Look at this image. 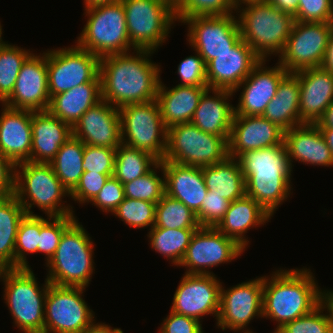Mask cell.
I'll list each match as a JSON object with an SVG mask.
<instances>
[{
	"mask_svg": "<svg viewBox=\"0 0 333 333\" xmlns=\"http://www.w3.org/2000/svg\"><path fill=\"white\" fill-rule=\"evenodd\" d=\"M154 226L168 229H198L196 215L183 202L164 194L156 204Z\"/></svg>",
	"mask_w": 333,
	"mask_h": 333,
	"instance_id": "f35d334b",
	"label": "cell"
},
{
	"mask_svg": "<svg viewBox=\"0 0 333 333\" xmlns=\"http://www.w3.org/2000/svg\"><path fill=\"white\" fill-rule=\"evenodd\" d=\"M320 131L333 155V128H320Z\"/></svg>",
	"mask_w": 333,
	"mask_h": 333,
	"instance_id": "94428289",
	"label": "cell"
},
{
	"mask_svg": "<svg viewBox=\"0 0 333 333\" xmlns=\"http://www.w3.org/2000/svg\"><path fill=\"white\" fill-rule=\"evenodd\" d=\"M14 195L26 215H36L31 211L35 205L50 217L74 215L73 207L62 202L70 193L50 164L27 161L15 165Z\"/></svg>",
	"mask_w": 333,
	"mask_h": 333,
	"instance_id": "5b68a950",
	"label": "cell"
},
{
	"mask_svg": "<svg viewBox=\"0 0 333 333\" xmlns=\"http://www.w3.org/2000/svg\"><path fill=\"white\" fill-rule=\"evenodd\" d=\"M300 85L294 72H288L278 84L276 95L262 116L284 131L305 124L299 118Z\"/></svg>",
	"mask_w": 333,
	"mask_h": 333,
	"instance_id": "d6a6232c",
	"label": "cell"
},
{
	"mask_svg": "<svg viewBox=\"0 0 333 333\" xmlns=\"http://www.w3.org/2000/svg\"><path fill=\"white\" fill-rule=\"evenodd\" d=\"M126 27L136 50L156 51L168 39L175 23L174 4L169 0H120Z\"/></svg>",
	"mask_w": 333,
	"mask_h": 333,
	"instance_id": "9c48e42d",
	"label": "cell"
},
{
	"mask_svg": "<svg viewBox=\"0 0 333 333\" xmlns=\"http://www.w3.org/2000/svg\"><path fill=\"white\" fill-rule=\"evenodd\" d=\"M1 106L0 152L14 165L27 162L32 149V111Z\"/></svg>",
	"mask_w": 333,
	"mask_h": 333,
	"instance_id": "d4e9b609",
	"label": "cell"
},
{
	"mask_svg": "<svg viewBox=\"0 0 333 333\" xmlns=\"http://www.w3.org/2000/svg\"><path fill=\"white\" fill-rule=\"evenodd\" d=\"M233 94L230 90L208 88L190 122L206 133L229 138L235 114L234 106L229 103Z\"/></svg>",
	"mask_w": 333,
	"mask_h": 333,
	"instance_id": "f1b7e54d",
	"label": "cell"
},
{
	"mask_svg": "<svg viewBox=\"0 0 333 333\" xmlns=\"http://www.w3.org/2000/svg\"><path fill=\"white\" fill-rule=\"evenodd\" d=\"M208 191L221 195L229 201L246 195V183L238 158L228 156L224 161L202 167Z\"/></svg>",
	"mask_w": 333,
	"mask_h": 333,
	"instance_id": "836d02e7",
	"label": "cell"
},
{
	"mask_svg": "<svg viewBox=\"0 0 333 333\" xmlns=\"http://www.w3.org/2000/svg\"><path fill=\"white\" fill-rule=\"evenodd\" d=\"M15 191V165L0 152V198Z\"/></svg>",
	"mask_w": 333,
	"mask_h": 333,
	"instance_id": "11a10c76",
	"label": "cell"
},
{
	"mask_svg": "<svg viewBox=\"0 0 333 333\" xmlns=\"http://www.w3.org/2000/svg\"><path fill=\"white\" fill-rule=\"evenodd\" d=\"M40 55L32 53L23 63L13 91L3 105L31 111L48 110L47 52Z\"/></svg>",
	"mask_w": 333,
	"mask_h": 333,
	"instance_id": "d6986e66",
	"label": "cell"
},
{
	"mask_svg": "<svg viewBox=\"0 0 333 333\" xmlns=\"http://www.w3.org/2000/svg\"><path fill=\"white\" fill-rule=\"evenodd\" d=\"M188 25L187 41L206 65L217 55L231 50L242 38L237 16H195L183 22Z\"/></svg>",
	"mask_w": 333,
	"mask_h": 333,
	"instance_id": "2e32d148",
	"label": "cell"
},
{
	"mask_svg": "<svg viewBox=\"0 0 333 333\" xmlns=\"http://www.w3.org/2000/svg\"><path fill=\"white\" fill-rule=\"evenodd\" d=\"M245 251L234 239L216 227H199L191 237L186 254L179 264L186 274L213 275L209 269L228 263Z\"/></svg>",
	"mask_w": 333,
	"mask_h": 333,
	"instance_id": "9a60e30c",
	"label": "cell"
},
{
	"mask_svg": "<svg viewBox=\"0 0 333 333\" xmlns=\"http://www.w3.org/2000/svg\"><path fill=\"white\" fill-rule=\"evenodd\" d=\"M284 130L261 116L234 115L228 153L238 158L242 153L283 144Z\"/></svg>",
	"mask_w": 333,
	"mask_h": 333,
	"instance_id": "7402d4cb",
	"label": "cell"
},
{
	"mask_svg": "<svg viewBox=\"0 0 333 333\" xmlns=\"http://www.w3.org/2000/svg\"><path fill=\"white\" fill-rule=\"evenodd\" d=\"M237 4V0H178L174 4L175 18L182 23L195 16H224L236 12Z\"/></svg>",
	"mask_w": 333,
	"mask_h": 333,
	"instance_id": "7bdbcfd3",
	"label": "cell"
},
{
	"mask_svg": "<svg viewBox=\"0 0 333 333\" xmlns=\"http://www.w3.org/2000/svg\"><path fill=\"white\" fill-rule=\"evenodd\" d=\"M113 214L129 227L144 229L149 226L151 229L155 223L156 203L125 197Z\"/></svg>",
	"mask_w": 333,
	"mask_h": 333,
	"instance_id": "f6af8a7d",
	"label": "cell"
},
{
	"mask_svg": "<svg viewBox=\"0 0 333 333\" xmlns=\"http://www.w3.org/2000/svg\"><path fill=\"white\" fill-rule=\"evenodd\" d=\"M200 321L175 313L170 310L169 315L161 323L158 333H203Z\"/></svg>",
	"mask_w": 333,
	"mask_h": 333,
	"instance_id": "db71d44e",
	"label": "cell"
},
{
	"mask_svg": "<svg viewBox=\"0 0 333 333\" xmlns=\"http://www.w3.org/2000/svg\"><path fill=\"white\" fill-rule=\"evenodd\" d=\"M300 85L299 118L315 124L333 102V74L321 67L294 72Z\"/></svg>",
	"mask_w": 333,
	"mask_h": 333,
	"instance_id": "cb8c5ba5",
	"label": "cell"
},
{
	"mask_svg": "<svg viewBox=\"0 0 333 333\" xmlns=\"http://www.w3.org/2000/svg\"><path fill=\"white\" fill-rule=\"evenodd\" d=\"M113 175L83 172L78 185L70 193V197L80 204L91 202L103 188L108 178Z\"/></svg>",
	"mask_w": 333,
	"mask_h": 333,
	"instance_id": "816d5d0a",
	"label": "cell"
},
{
	"mask_svg": "<svg viewBox=\"0 0 333 333\" xmlns=\"http://www.w3.org/2000/svg\"><path fill=\"white\" fill-rule=\"evenodd\" d=\"M125 199L124 186L114 176H110L97 196L90 202L105 213L113 211Z\"/></svg>",
	"mask_w": 333,
	"mask_h": 333,
	"instance_id": "f5cc1de1",
	"label": "cell"
},
{
	"mask_svg": "<svg viewBox=\"0 0 333 333\" xmlns=\"http://www.w3.org/2000/svg\"><path fill=\"white\" fill-rule=\"evenodd\" d=\"M256 316L263 317V276L227 290L221 286L218 328L254 333L247 326Z\"/></svg>",
	"mask_w": 333,
	"mask_h": 333,
	"instance_id": "e0dca14e",
	"label": "cell"
},
{
	"mask_svg": "<svg viewBox=\"0 0 333 333\" xmlns=\"http://www.w3.org/2000/svg\"><path fill=\"white\" fill-rule=\"evenodd\" d=\"M76 220L75 215L43 218L41 216V231L38 252L46 256V264L55 254L63 232Z\"/></svg>",
	"mask_w": 333,
	"mask_h": 333,
	"instance_id": "bcb514c9",
	"label": "cell"
},
{
	"mask_svg": "<svg viewBox=\"0 0 333 333\" xmlns=\"http://www.w3.org/2000/svg\"><path fill=\"white\" fill-rule=\"evenodd\" d=\"M332 31L333 22L295 21L278 63L287 72L320 67Z\"/></svg>",
	"mask_w": 333,
	"mask_h": 333,
	"instance_id": "5bb4252c",
	"label": "cell"
},
{
	"mask_svg": "<svg viewBox=\"0 0 333 333\" xmlns=\"http://www.w3.org/2000/svg\"><path fill=\"white\" fill-rule=\"evenodd\" d=\"M270 277L263 276V318L277 322L273 333L323 301V291L310 269L280 268Z\"/></svg>",
	"mask_w": 333,
	"mask_h": 333,
	"instance_id": "7a4b0ae2",
	"label": "cell"
},
{
	"mask_svg": "<svg viewBox=\"0 0 333 333\" xmlns=\"http://www.w3.org/2000/svg\"><path fill=\"white\" fill-rule=\"evenodd\" d=\"M169 1L175 4L178 0H169Z\"/></svg>",
	"mask_w": 333,
	"mask_h": 333,
	"instance_id": "03108f58",
	"label": "cell"
},
{
	"mask_svg": "<svg viewBox=\"0 0 333 333\" xmlns=\"http://www.w3.org/2000/svg\"><path fill=\"white\" fill-rule=\"evenodd\" d=\"M271 217L261 205L245 195L230 203L225 216L216 228L246 249L250 243L245 235L247 231L262 224L264 225L269 222Z\"/></svg>",
	"mask_w": 333,
	"mask_h": 333,
	"instance_id": "f546056e",
	"label": "cell"
},
{
	"mask_svg": "<svg viewBox=\"0 0 333 333\" xmlns=\"http://www.w3.org/2000/svg\"><path fill=\"white\" fill-rule=\"evenodd\" d=\"M222 282L213 275L183 274L174 292L171 311L200 322L212 314L217 320Z\"/></svg>",
	"mask_w": 333,
	"mask_h": 333,
	"instance_id": "ac0fdd59",
	"label": "cell"
},
{
	"mask_svg": "<svg viewBox=\"0 0 333 333\" xmlns=\"http://www.w3.org/2000/svg\"><path fill=\"white\" fill-rule=\"evenodd\" d=\"M102 100L100 75L92 82L53 95L48 111L72 127L81 116Z\"/></svg>",
	"mask_w": 333,
	"mask_h": 333,
	"instance_id": "1f68e13d",
	"label": "cell"
},
{
	"mask_svg": "<svg viewBox=\"0 0 333 333\" xmlns=\"http://www.w3.org/2000/svg\"><path fill=\"white\" fill-rule=\"evenodd\" d=\"M165 176V194L183 202L196 215L208 190L201 167L161 161Z\"/></svg>",
	"mask_w": 333,
	"mask_h": 333,
	"instance_id": "83f0119b",
	"label": "cell"
},
{
	"mask_svg": "<svg viewBox=\"0 0 333 333\" xmlns=\"http://www.w3.org/2000/svg\"><path fill=\"white\" fill-rule=\"evenodd\" d=\"M295 21L333 22V0H299Z\"/></svg>",
	"mask_w": 333,
	"mask_h": 333,
	"instance_id": "f907efd6",
	"label": "cell"
},
{
	"mask_svg": "<svg viewBox=\"0 0 333 333\" xmlns=\"http://www.w3.org/2000/svg\"><path fill=\"white\" fill-rule=\"evenodd\" d=\"M32 149L29 162L49 164L73 135L72 126L46 111H32Z\"/></svg>",
	"mask_w": 333,
	"mask_h": 333,
	"instance_id": "4316f807",
	"label": "cell"
},
{
	"mask_svg": "<svg viewBox=\"0 0 333 333\" xmlns=\"http://www.w3.org/2000/svg\"><path fill=\"white\" fill-rule=\"evenodd\" d=\"M72 131L86 145L117 148L122 144L119 108L101 100L81 116Z\"/></svg>",
	"mask_w": 333,
	"mask_h": 333,
	"instance_id": "603a6c76",
	"label": "cell"
},
{
	"mask_svg": "<svg viewBox=\"0 0 333 333\" xmlns=\"http://www.w3.org/2000/svg\"><path fill=\"white\" fill-rule=\"evenodd\" d=\"M90 234L76 219L62 234L55 254L46 264V278L58 286L84 287L94 269V245Z\"/></svg>",
	"mask_w": 333,
	"mask_h": 333,
	"instance_id": "8992f818",
	"label": "cell"
},
{
	"mask_svg": "<svg viewBox=\"0 0 333 333\" xmlns=\"http://www.w3.org/2000/svg\"><path fill=\"white\" fill-rule=\"evenodd\" d=\"M168 88L160 81L156 96L165 126L169 128L176 124L189 123L208 87L176 85Z\"/></svg>",
	"mask_w": 333,
	"mask_h": 333,
	"instance_id": "4dcf8cb0",
	"label": "cell"
},
{
	"mask_svg": "<svg viewBox=\"0 0 333 333\" xmlns=\"http://www.w3.org/2000/svg\"><path fill=\"white\" fill-rule=\"evenodd\" d=\"M266 61L261 60L233 91L235 94L243 88L234 115L261 116L276 95L278 84L288 72L278 62L276 66L267 67Z\"/></svg>",
	"mask_w": 333,
	"mask_h": 333,
	"instance_id": "ffe728a7",
	"label": "cell"
},
{
	"mask_svg": "<svg viewBox=\"0 0 333 333\" xmlns=\"http://www.w3.org/2000/svg\"><path fill=\"white\" fill-rule=\"evenodd\" d=\"M238 160L245 178L246 195L273 216L292 190L293 170L284 143L244 152Z\"/></svg>",
	"mask_w": 333,
	"mask_h": 333,
	"instance_id": "3957f363",
	"label": "cell"
},
{
	"mask_svg": "<svg viewBox=\"0 0 333 333\" xmlns=\"http://www.w3.org/2000/svg\"><path fill=\"white\" fill-rule=\"evenodd\" d=\"M260 61L241 39L231 50L217 55L206 65L208 88L234 91Z\"/></svg>",
	"mask_w": 333,
	"mask_h": 333,
	"instance_id": "44dd1931",
	"label": "cell"
},
{
	"mask_svg": "<svg viewBox=\"0 0 333 333\" xmlns=\"http://www.w3.org/2000/svg\"><path fill=\"white\" fill-rule=\"evenodd\" d=\"M26 212L13 194L0 198V269L14 268L17 230Z\"/></svg>",
	"mask_w": 333,
	"mask_h": 333,
	"instance_id": "e575fe53",
	"label": "cell"
},
{
	"mask_svg": "<svg viewBox=\"0 0 333 333\" xmlns=\"http://www.w3.org/2000/svg\"><path fill=\"white\" fill-rule=\"evenodd\" d=\"M116 149L85 144L82 164L84 172L114 174Z\"/></svg>",
	"mask_w": 333,
	"mask_h": 333,
	"instance_id": "7dc6e473",
	"label": "cell"
},
{
	"mask_svg": "<svg viewBox=\"0 0 333 333\" xmlns=\"http://www.w3.org/2000/svg\"><path fill=\"white\" fill-rule=\"evenodd\" d=\"M6 305L14 325L23 333H44L45 298L50 282L38 285L32 269H0Z\"/></svg>",
	"mask_w": 333,
	"mask_h": 333,
	"instance_id": "52a82bcc",
	"label": "cell"
},
{
	"mask_svg": "<svg viewBox=\"0 0 333 333\" xmlns=\"http://www.w3.org/2000/svg\"><path fill=\"white\" fill-rule=\"evenodd\" d=\"M228 139L206 133L191 122L176 124L168 128L162 161L201 168L214 165L229 156Z\"/></svg>",
	"mask_w": 333,
	"mask_h": 333,
	"instance_id": "30bf717a",
	"label": "cell"
},
{
	"mask_svg": "<svg viewBox=\"0 0 333 333\" xmlns=\"http://www.w3.org/2000/svg\"><path fill=\"white\" fill-rule=\"evenodd\" d=\"M84 287L51 284L44 308V333H82L95 314L82 296Z\"/></svg>",
	"mask_w": 333,
	"mask_h": 333,
	"instance_id": "7c38bea8",
	"label": "cell"
},
{
	"mask_svg": "<svg viewBox=\"0 0 333 333\" xmlns=\"http://www.w3.org/2000/svg\"><path fill=\"white\" fill-rule=\"evenodd\" d=\"M162 176L157 175V170ZM125 197L158 203L165 194V176L161 161H159L148 173L123 184Z\"/></svg>",
	"mask_w": 333,
	"mask_h": 333,
	"instance_id": "b9f144b4",
	"label": "cell"
},
{
	"mask_svg": "<svg viewBox=\"0 0 333 333\" xmlns=\"http://www.w3.org/2000/svg\"><path fill=\"white\" fill-rule=\"evenodd\" d=\"M323 302L327 305L329 308L332 319H333V291L331 290H323Z\"/></svg>",
	"mask_w": 333,
	"mask_h": 333,
	"instance_id": "6125c7cd",
	"label": "cell"
},
{
	"mask_svg": "<svg viewBox=\"0 0 333 333\" xmlns=\"http://www.w3.org/2000/svg\"><path fill=\"white\" fill-rule=\"evenodd\" d=\"M267 3L275 6L282 12L288 13L292 16L297 14L299 0H265Z\"/></svg>",
	"mask_w": 333,
	"mask_h": 333,
	"instance_id": "9f6ffc18",
	"label": "cell"
},
{
	"mask_svg": "<svg viewBox=\"0 0 333 333\" xmlns=\"http://www.w3.org/2000/svg\"><path fill=\"white\" fill-rule=\"evenodd\" d=\"M230 203L231 201L222 198L221 195L208 191L196 214L200 227H216L225 216Z\"/></svg>",
	"mask_w": 333,
	"mask_h": 333,
	"instance_id": "c3c4849f",
	"label": "cell"
},
{
	"mask_svg": "<svg viewBox=\"0 0 333 333\" xmlns=\"http://www.w3.org/2000/svg\"><path fill=\"white\" fill-rule=\"evenodd\" d=\"M31 54L30 50L8 44V42L0 48L1 104L11 95L20 69Z\"/></svg>",
	"mask_w": 333,
	"mask_h": 333,
	"instance_id": "ab89813d",
	"label": "cell"
},
{
	"mask_svg": "<svg viewBox=\"0 0 333 333\" xmlns=\"http://www.w3.org/2000/svg\"><path fill=\"white\" fill-rule=\"evenodd\" d=\"M47 74L51 98L94 81L100 75V58L77 45L48 50Z\"/></svg>",
	"mask_w": 333,
	"mask_h": 333,
	"instance_id": "4fadbf2b",
	"label": "cell"
},
{
	"mask_svg": "<svg viewBox=\"0 0 333 333\" xmlns=\"http://www.w3.org/2000/svg\"><path fill=\"white\" fill-rule=\"evenodd\" d=\"M121 328H112L105 323H96L95 320L82 333H120Z\"/></svg>",
	"mask_w": 333,
	"mask_h": 333,
	"instance_id": "680465c9",
	"label": "cell"
},
{
	"mask_svg": "<svg viewBox=\"0 0 333 333\" xmlns=\"http://www.w3.org/2000/svg\"><path fill=\"white\" fill-rule=\"evenodd\" d=\"M149 230L147 237L151 248L178 267L197 229H168L154 226Z\"/></svg>",
	"mask_w": 333,
	"mask_h": 333,
	"instance_id": "8d00e7d4",
	"label": "cell"
},
{
	"mask_svg": "<svg viewBox=\"0 0 333 333\" xmlns=\"http://www.w3.org/2000/svg\"><path fill=\"white\" fill-rule=\"evenodd\" d=\"M320 67L333 74V31L330 34L325 55Z\"/></svg>",
	"mask_w": 333,
	"mask_h": 333,
	"instance_id": "6f0895ef",
	"label": "cell"
},
{
	"mask_svg": "<svg viewBox=\"0 0 333 333\" xmlns=\"http://www.w3.org/2000/svg\"><path fill=\"white\" fill-rule=\"evenodd\" d=\"M87 22L77 37L76 45L102 58L136 50L130 43L122 2L84 8Z\"/></svg>",
	"mask_w": 333,
	"mask_h": 333,
	"instance_id": "ba28073f",
	"label": "cell"
},
{
	"mask_svg": "<svg viewBox=\"0 0 333 333\" xmlns=\"http://www.w3.org/2000/svg\"><path fill=\"white\" fill-rule=\"evenodd\" d=\"M319 128H333V102L326 109L324 115L315 123Z\"/></svg>",
	"mask_w": 333,
	"mask_h": 333,
	"instance_id": "91938a15",
	"label": "cell"
},
{
	"mask_svg": "<svg viewBox=\"0 0 333 333\" xmlns=\"http://www.w3.org/2000/svg\"><path fill=\"white\" fill-rule=\"evenodd\" d=\"M85 144L73 135L59 148L49 163L63 186L71 193L84 172L83 152Z\"/></svg>",
	"mask_w": 333,
	"mask_h": 333,
	"instance_id": "d590c367",
	"label": "cell"
},
{
	"mask_svg": "<svg viewBox=\"0 0 333 333\" xmlns=\"http://www.w3.org/2000/svg\"><path fill=\"white\" fill-rule=\"evenodd\" d=\"M153 53L134 50L100 58L102 100L117 108L155 100L161 70L150 58Z\"/></svg>",
	"mask_w": 333,
	"mask_h": 333,
	"instance_id": "6da1fadb",
	"label": "cell"
},
{
	"mask_svg": "<svg viewBox=\"0 0 333 333\" xmlns=\"http://www.w3.org/2000/svg\"><path fill=\"white\" fill-rule=\"evenodd\" d=\"M275 333H333L331 312L322 301L310 313L286 323Z\"/></svg>",
	"mask_w": 333,
	"mask_h": 333,
	"instance_id": "ee69618b",
	"label": "cell"
},
{
	"mask_svg": "<svg viewBox=\"0 0 333 333\" xmlns=\"http://www.w3.org/2000/svg\"><path fill=\"white\" fill-rule=\"evenodd\" d=\"M40 231V215H25L20 221L15 241L14 268L31 269L26 255L38 253Z\"/></svg>",
	"mask_w": 333,
	"mask_h": 333,
	"instance_id": "60d3db41",
	"label": "cell"
},
{
	"mask_svg": "<svg viewBox=\"0 0 333 333\" xmlns=\"http://www.w3.org/2000/svg\"><path fill=\"white\" fill-rule=\"evenodd\" d=\"M158 162L146 151L120 144L116 149L113 176L124 184L148 173Z\"/></svg>",
	"mask_w": 333,
	"mask_h": 333,
	"instance_id": "74e56055",
	"label": "cell"
},
{
	"mask_svg": "<svg viewBox=\"0 0 333 333\" xmlns=\"http://www.w3.org/2000/svg\"><path fill=\"white\" fill-rule=\"evenodd\" d=\"M2 32H3L2 31V25L0 23V48L5 44V42L2 39V34H3Z\"/></svg>",
	"mask_w": 333,
	"mask_h": 333,
	"instance_id": "e7e4bbea",
	"label": "cell"
},
{
	"mask_svg": "<svg viewBox=\"0 0 333 333\" xmlns=\"http://www.w3.org/2000/svg\"><path fill=\"white\" fill-rule=\"evenodd\" d=\"M119 116L122 144L146 151L162 161L168 128L162 120L157 100L124 105L119 108Z\"/></svg>",
	"mask_w": 333,
	"mask_h": 333,
	"instance_id": "8fae6325",
	"label": "cell"
},
{
	"mask_svg": "<svg viewBox=\"0 0 333 333\" xmlns=\"http://www.w3.org/2000/svg\"><path fill=\"white\" fill-rule=\"evenodd\" d=\"M285 149L291 168L293 160L309 165L333 167V155L316 124H302L284 131Z\"/></svg>",
	"mask_w": 333,
	"mask_h": 333,
	"instance_id": "484cf974",
	"label": "cell"
},
{
	"mask_svg": "<svg viewBox=\"0 0 333 333\" xmlns=\"http://www.w3.org/2000/svg\"><path fill=\"white\" fill-rule=\"evenodd\" d=\"M236 11L241 38L261 60L282 53L295 23L294 16L265 0L238 1Z\"/></svg>",
	"mask_w": 333,
	"mask_h": 333,
	"instance_id": "277c9868",
	"label": "cell"
},
{
	"mask_svg": "<svg viewBox=\"0 0 333 333\" xmlns=\"http://www.w3.org/2000/svg\"><path fill=\"white\" fill-rule=\"evenodd\" d=\"M177 73L181 77L178 85L208 87L206 63L197 51L196 55H190L180 62Z\"/></svg>",
	"mask_w": 333,
	"mask_h": 333,
	"instance_id": "681fc988",
	"label": "cell"
},
{
	"mask_svg": "<svg viewBox=\"0 0 333 333\" xmlns=\"http://www.w3.org/2000/svg\"><path fill=\"white\" fill-rule=\"evenodd\" d=\"M119 0H84V8H88L91 6H95V5H99V4H106V3H112V2H116Z\"/></svg>",
	"mask_w": 333,
	"mask_h": 333,
	"instance_id": "be15d7a7",
	"label": "cell"
}]
</instances>
